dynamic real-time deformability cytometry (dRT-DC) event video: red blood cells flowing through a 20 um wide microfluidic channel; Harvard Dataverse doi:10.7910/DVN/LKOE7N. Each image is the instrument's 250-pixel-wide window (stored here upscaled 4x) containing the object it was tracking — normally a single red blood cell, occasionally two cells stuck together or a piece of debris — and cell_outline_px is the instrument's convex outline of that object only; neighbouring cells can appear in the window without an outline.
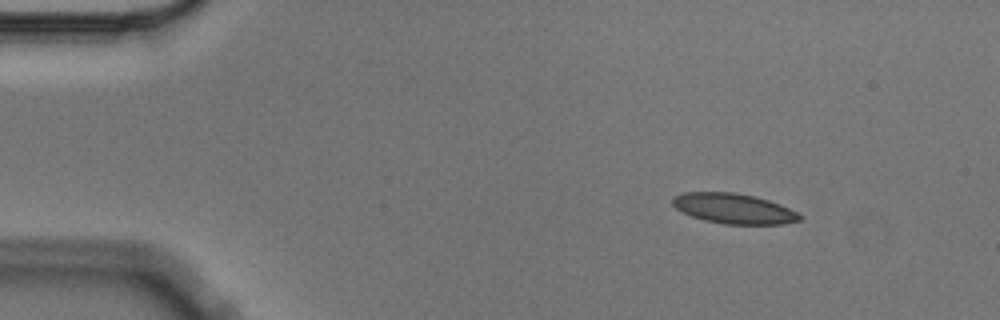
{"species": "Egyptian fruit bat (a non-hibernating species)", "species_latin": "Rousettus aegyptiacus", "temperature_condition": "cold", "stored_images_in_passage": 7, "camera_frame_rate_fps": 3000, "um_per_image_px": 0.085, "animal": {"sex": "male"}, "frame": {"image": 1, "passage_image": 1, "time_ms": 0.0, "image_size_px": [1000, 320], "cell_outline_px": [[800, 220], [784, 224], [724, 224], [704, 220], [692, 216], [676, 208], [672, 204], [672, 196], [684, 192], [732, 192], [756, 196], [780, 204], [796, 212], [800, 216]], "centroid_in_image_um": [62.34, 17.72], "position_along_channel_um": 22.7, "area_um2": 22.25}}
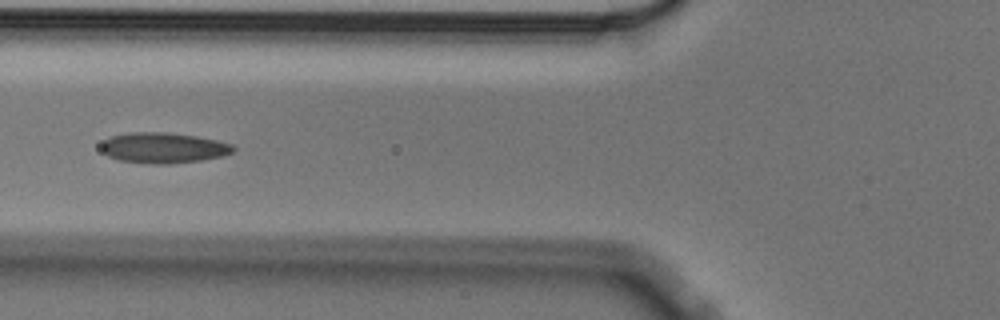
{"frame": {"image": 2, "passage_image": 5, "time_ms": 1.333, "image_size_px": [1000, 320], "cell_outline_px": [[236, 148], [232, 152], [224, 156], [200, 160], [168, 164], [152, 164], [120, 160], [108, 156], [100, 148], [100, 144], [104, 140], [112, 136], [128, 132], [168, 132], [196, 136], [216, 140], [232, 144]], "centroid_in_image_um": [13.88, 12.56], "position_along_channel_um": 111.9, "area_um2": 23.58}}
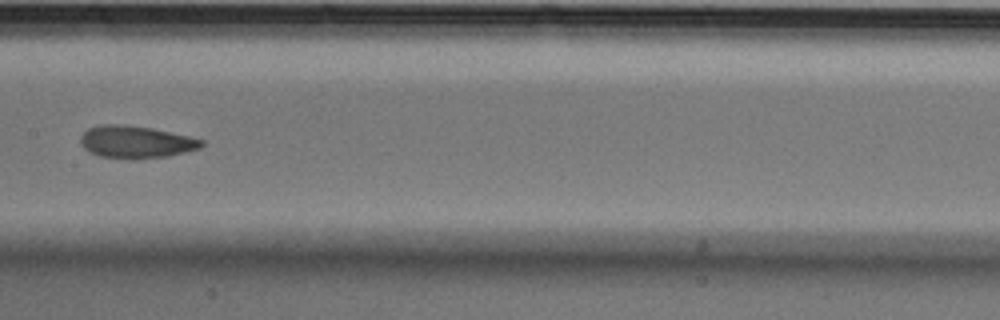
{"frame": {"image": 3, "passage_image": 7, "time_ms": 2.0, "image_size_px": [1000, 320], "cell_outline_px": [[204, 144], [200, 148], [168, 156], [136, 160], [132, 160], [100, 156], [88, 152], [80, 144], [80, 136], [88, 128], [100, 124], [124, 124], [152, 128], [188, 136], [204, 140]], "centroid_in_image_um": [11.52, 12.07], "position_along_channel_um": 195.9, "area_um2": 23.12}}